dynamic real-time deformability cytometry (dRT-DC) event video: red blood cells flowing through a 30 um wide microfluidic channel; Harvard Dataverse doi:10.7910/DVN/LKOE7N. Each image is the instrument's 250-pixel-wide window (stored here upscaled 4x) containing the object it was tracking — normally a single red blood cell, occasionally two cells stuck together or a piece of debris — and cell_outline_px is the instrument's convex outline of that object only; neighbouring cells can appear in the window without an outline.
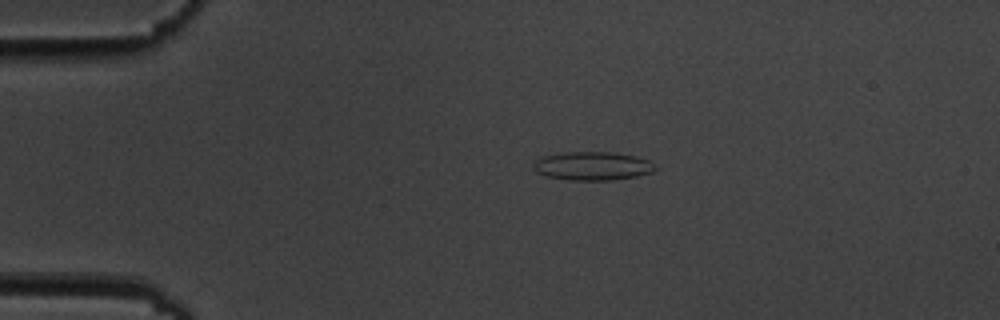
{"species": "common noctule bat (a hibernating species)", "species_latin": "Nyctalus noctula", "temperature_condition": "cold", "stored_images_in_passage": 8, "camera_frame_rate_fps": 3000, "um_per_image_px": 0.085, "animal": {"sex": "male", "body_mass_g": 19.5, "forearm_length_mm": 54.6}, "frame": {"image": 1, "passage_image": 3, "time_ms": 2.333, "image_size_px": [1000, 320], "cell_outline_px": [[656, 168], [652, 172], [636, 176], [612, 180], [568, 180], [548, 176], [536, 172], [532, 168], [532, 164], [536, 160], [544, 156], [564, 152], [612, 152], [636, 156], [648, 160]], "centroid_in_image_um": [50.33, 14.11], "position_along_channel_um": 34.7, "area_um2": 20.17}}
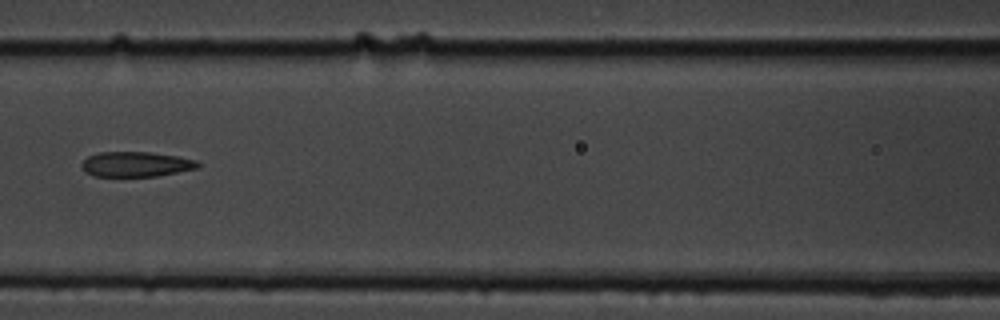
{"frame": {"image": 2, "passage_image": 7, "time_ms": 7.0, "image_size_px": [1000, 320], "cell_outline_px": [[200, 168], [156, 176], [96, 176], [84, 172], [80, 164], [88, 156], [100, 152], [148, 152], [176, 156], [196, 160], [200, 164]], "centroid_in_image_um": [11.55, 13.96], "position_along_channel_um": 155.0, "area_um2": 16.94}}
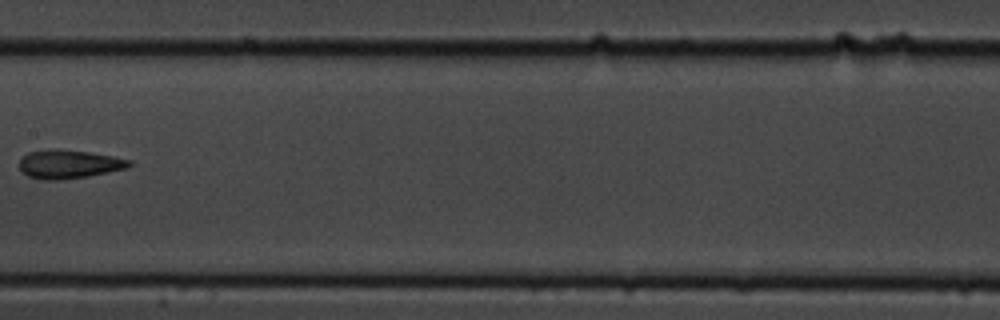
{"frame": {"image": 3, "passage_image": 8, "time_ms": 8.333, "image_size_px": [1000, 320], "cell_outline_px": [[132, 164], [128, 168], [88, 176], [56, 180], [44, 180], [28, 176], [20, 168], [20, 160], [28, 152], [56, 148], [88, 152], [112, 156], [132, 160]], "centroid_in_image_um": [5.88, 13.95], "position_along_channel_um": 201.5, "area_um2": 18.21}}